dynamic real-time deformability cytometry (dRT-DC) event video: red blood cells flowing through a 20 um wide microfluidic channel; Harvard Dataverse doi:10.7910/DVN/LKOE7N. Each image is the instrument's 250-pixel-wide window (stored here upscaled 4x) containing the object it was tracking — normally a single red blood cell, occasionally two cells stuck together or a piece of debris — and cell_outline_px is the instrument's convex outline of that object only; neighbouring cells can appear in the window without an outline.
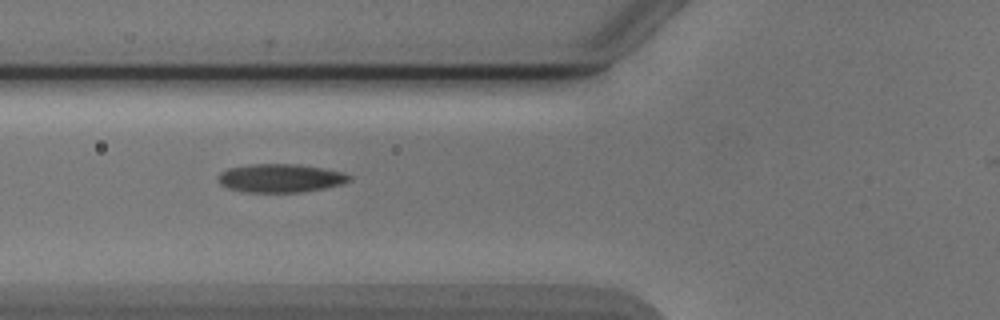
{"species": "Egyptian fruit bat (a non-hibernating species)", "species_latin": "Rousettus aegyptiacus", "temperature_condition": "cold", "stored_images_in_passage": 7, "camera_frame_rate_fps": 3000, "um_per_image_px": 0.085, "animal": {"sex": "male"}, "frame": {"image": 1, "passage_image": 3, "time_ms": 2.333, "image_size_px": [1000, 320], "cell_outline_px": [[352, 180], [344, 184], [324, 188], [300, 192], [244, 192], [228, 188], [220, 184], [216, 176], [220, 172], [228, 168], [252, 164], [296, 164], [344, 172], [352, 176]], "centroid_in_image_um": [23.84, 15.14], "position_along_channel_um": 102.0, "area_um2": 21.85}}
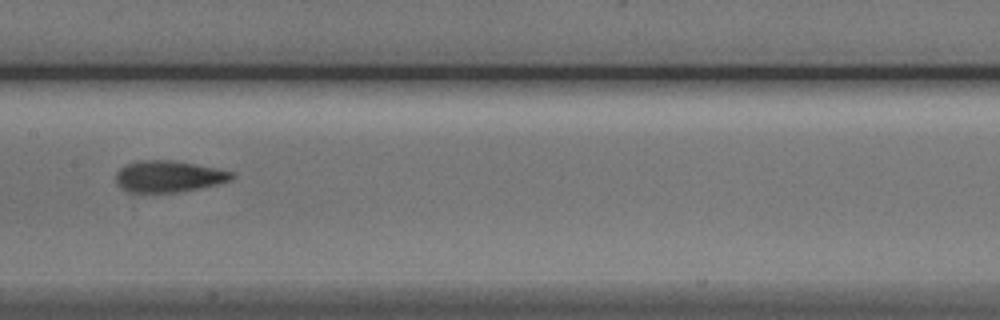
{"frame": {"image": 2, "passage_image": 5, "time_ms": 4.667, "image_size_px": [1000, 320], "cell_outline_px": [[236, 176], [232, 180], [200, 188], [180, 192], [128, 192], [116, 180], [116, 172], [120, 168], [128, 164], [140, 160], [176, 160], [216, 168], [232, 172]], "centroid_in_image_um": [14.37, 14.98], "position_along_channel_um": 193.0, "area_um2": 21.15}}
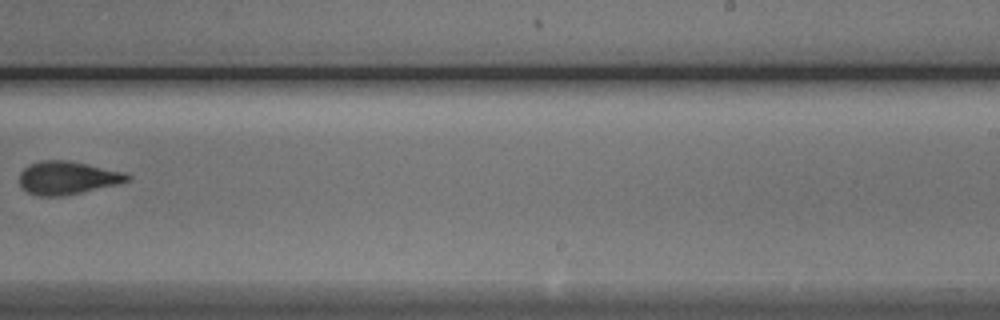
{"frame": {"image": 3, "passage_image": 7, "time_ms": 7.0, "image_size_px": [1000, 320], "cell_outline_px": [[132, 176], [128, 180], [116, 184], [80, 192], [60, 196], [36, 196], [20, 188], [20, 172], [24, 168], [40, 160], [68, 160], [124, 172]], "centroid_in_image_um": [5.68, 15.11], "position_along_channel_um": 283.3, "area_um2": 20.58}}